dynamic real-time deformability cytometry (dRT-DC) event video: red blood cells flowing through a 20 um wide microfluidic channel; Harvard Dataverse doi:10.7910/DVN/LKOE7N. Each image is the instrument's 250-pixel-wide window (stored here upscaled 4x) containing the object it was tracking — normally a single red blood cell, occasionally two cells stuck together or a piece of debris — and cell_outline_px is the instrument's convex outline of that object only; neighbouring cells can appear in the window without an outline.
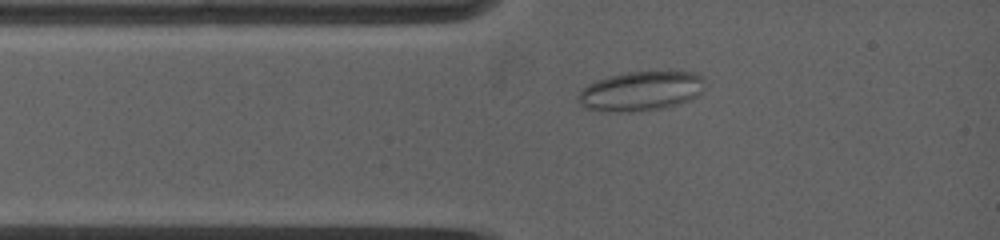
{"species": "common noctule bat (a hibernating species)", "species_latin": "Nyctalus noctula", "temperature_condition": "warm", "stored_images_in_passage": 23, "camera_frame_rate_fps": 5000, "um_per_image_px": 0.085, "animal": {"sex": "female", "body_mass_g": 19.0, "forearm_length_mm": 53.3}, "frame": {"image": 1, "passage_image": 2, "time_ms": 1.0, "image_size_px": [1000, 240], "cell_outline_px": [[704, 88], [696, 96], [688, 100], [664, 108], [628, 112], [604, 112], [584, 108], [580, 104], [580, 92], [588, 84], [596, 80], [608, 76], [628, 72], [696, 72], [704, 76]], "centroid_in_image_um": [54.47, 7.74], "position_along_channel_um": 30.5, "area_um2": 29.07}}
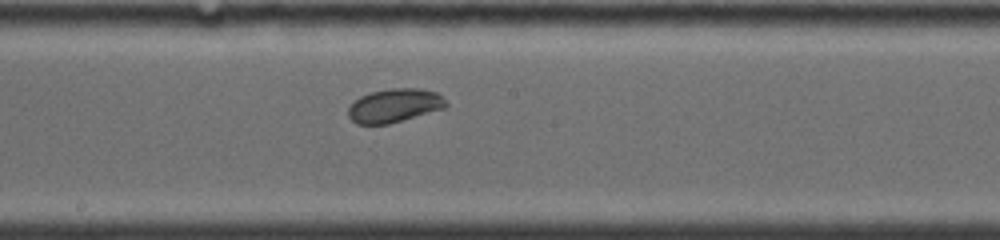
{"frame": {"image": 2, "passage_image": 10, "time_ms": 5.8, "image_size_px": [1000, 240], "cell_outline_px": [[448, 104], [444, 108], [388, 124], [356, 124], [348, 116], [348, 108], [360, 96], [372, 92], [388, 88], [420, 88], [436, 92]], "centroid_in_image_um": [33.5, 8.96], "position_along_channel_um": 214.7, "area_um2": 18.96}}
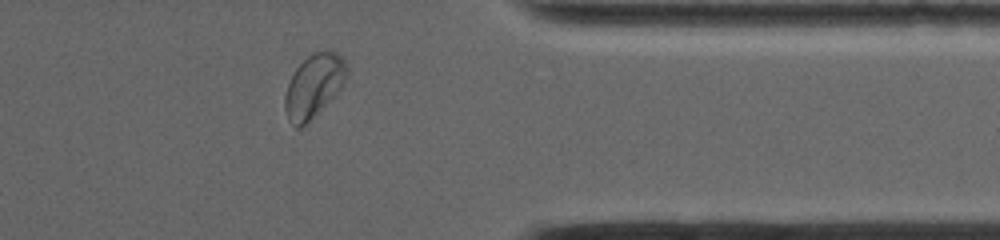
{"frame": {"image": 3, "passage_image": 21, "time_ms": 10.4, "image_size_px": [1000, 240], "cell_outline_px": [[348, 76], [344, 84], [300, 128], [296, 128], [288, 120], [284, 108], [284, 96], [288, 80], [292, 72], [312, 52], [328, 48], [336, 52], [344, 60], [348, 68]], "centroid_in_image_um": [26.65, 7.22], "position_along_channel_um": 384.7, "area_um2": 22.72}}